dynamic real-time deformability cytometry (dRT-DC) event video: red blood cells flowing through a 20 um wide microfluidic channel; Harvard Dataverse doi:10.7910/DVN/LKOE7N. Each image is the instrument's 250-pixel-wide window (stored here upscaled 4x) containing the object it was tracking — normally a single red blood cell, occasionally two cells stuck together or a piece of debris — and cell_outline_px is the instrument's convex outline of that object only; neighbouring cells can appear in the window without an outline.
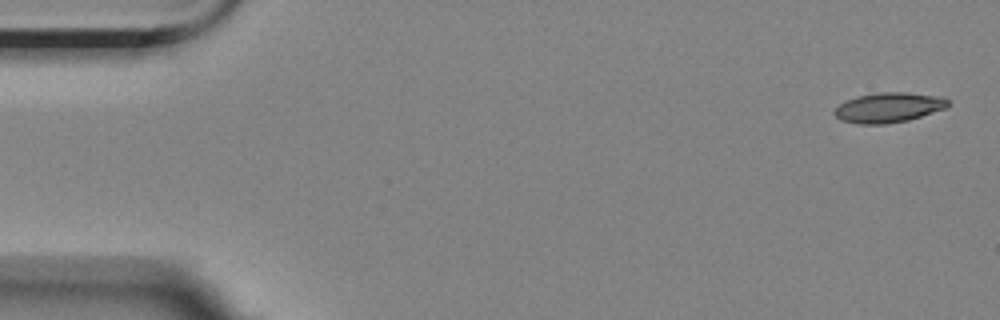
{"species": "Egyptian fruit bat (a non-hibernating species)", "species_latin": "Rousettus aegyptiacus", "temperature_condition": "room temperature", "stored_images_in_passage": 6, "camera_frame_rate_fps": 3000, "um_per_image_px": 0.085, "animal": {"sex": "female"}, "frame": {"image": 1, "passage_image": 1, "time_ms": 0.0, "image_size_px": [1000, 320], "cell_outline_px": [[948, 104], [944, 108], [908, 120], [884, 124], [856, 124], [840, 120], [832, 112], [840, 104], [856, 96], [880, 92], [908, 92], [944, 96], [948, 100]], "centroid_in_image_um": [75.51, 9.13], "position_along_channel_um": 9.5, "area_um2": 19.77}}